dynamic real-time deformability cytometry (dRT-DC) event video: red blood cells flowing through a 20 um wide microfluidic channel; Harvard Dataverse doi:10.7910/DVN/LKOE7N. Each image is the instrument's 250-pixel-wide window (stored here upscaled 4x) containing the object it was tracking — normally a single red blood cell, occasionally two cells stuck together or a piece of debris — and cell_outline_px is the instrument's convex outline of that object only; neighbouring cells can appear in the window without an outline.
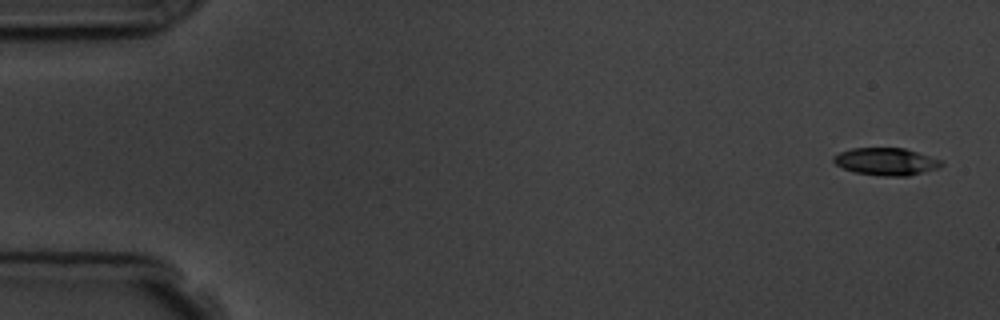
{"species": "common noctule bat (a hibernating species)", "species_latin": "Nyctalus noctula", "temperature_condition": "room temperature", "stored_images_in_passage": 5, "camera_frame_rate_fps": 3000, "um_per_image_px": 0.085, "animal": {"sex": "male", "body_mass_g": 19.5, "forearm_length_mm": 54.6}, "frame": {"image": 1, "passage_image": 1, "time_ms": 0.0, "image_size_px": [1000, 320], "cell_outline_px": [[944, 164], [940, 168], [908, 176], [884, 176], [856, 172], [844, 168], [836, 164], [832, 160], [832, 156], [840, 152], [852, 148], [904, 148], [944, 160]], "centroid_in_image_um": [75.37, 13.73], "position_along_channel_um": 9.6, "area_um2": 17.28}}
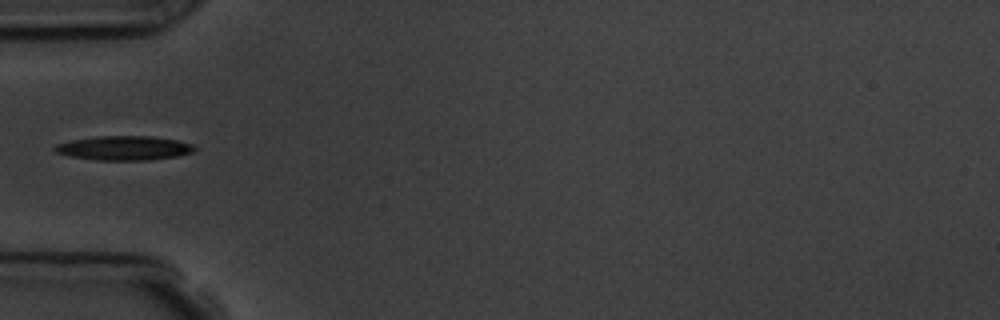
{"frame": {"image": 2, "passage_image": 5, "time_ms": 5.333, "image_size_px": [1000, 320], "cell_outline_px": [[196, 148], [192, 152], [176, 156], [148, 160], [96, 160], [72, 156], [56, 152], [52, 148], [56, 144], [72, 140], [100, 136], [152, 136], [176, 140], [192, 144]], "centroid_in_image_um": [10.54, 12.58], "position_along_channel_um": 74.5, "area_um2": 19.54}}